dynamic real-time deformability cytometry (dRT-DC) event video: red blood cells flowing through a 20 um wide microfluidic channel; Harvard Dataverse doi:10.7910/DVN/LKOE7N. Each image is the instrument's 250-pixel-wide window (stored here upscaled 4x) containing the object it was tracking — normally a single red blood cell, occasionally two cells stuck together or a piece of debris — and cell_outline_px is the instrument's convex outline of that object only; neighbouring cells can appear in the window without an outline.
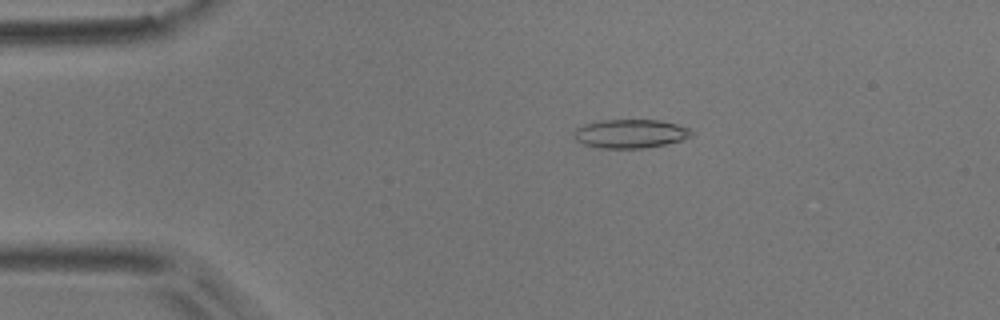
{"species": "common noctule bat (a hibernating species)", "species_latin": "Nyctalus noctula", "temperature_condition": "room temperature", "stored_images_in_passage": 4, "camera_frame_rate_fps": 3000, "um_per_image_px": 0.085, "animal": {"sex": "male", "body_mass_g": 17.9}, "frame": {"image": 1, "passage_image": 3, "time_ms": 0.667, "image_size_px": [1000, 320], "cell_outline_px": [[692, 136], [680, 140], [664, 144], [644, 148], [600, 148], [584, 144], [576, 140], [576, 128], [584, 124], [600, 120], [660, 120], [676, 124], [688, 128], [692, 132]], "centroid_in_image_um": [53.58, 11.36], "position_along_channel_um": 31.4, "area_um2": 19.42}}